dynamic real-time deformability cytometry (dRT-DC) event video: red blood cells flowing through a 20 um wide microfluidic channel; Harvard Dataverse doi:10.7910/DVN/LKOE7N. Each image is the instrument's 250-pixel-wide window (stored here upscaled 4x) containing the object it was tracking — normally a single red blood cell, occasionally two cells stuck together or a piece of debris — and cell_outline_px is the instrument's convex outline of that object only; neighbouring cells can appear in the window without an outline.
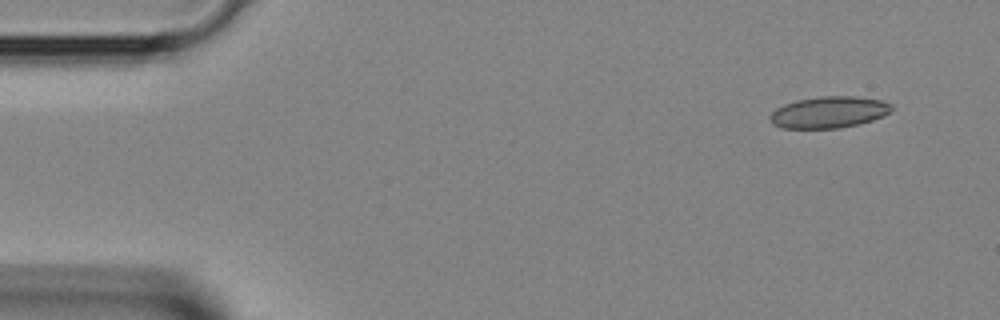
{"species": "Egyptian fruit bat (a non-hibernating species)", "species_latin": "Rousettus aegyptiacus", "temperature_condition": "room temperature", "stored_images_in_passage": 4, "camera_frame_rate_fps": 3000, "um_per_image_px": 0.085, "animal": {"sex": "female"}, "frame": {"image": 1, "passage_image": 2, "time_ms": 0.333, "image_size_px": [1000, 320], "cell_outline_px": [[892, 112], [884, 116], [860, 124], [840, 128], [780, 128], [772, 124], [768, 116], [776, 108], [784, 104], [796, 100], [820, 96], [856, 96], [880, 100], [892, 104]], "centroid_in_image_um": [70.45, 9.54], "position_along_channel_um": 14.5, "area_um2": 22.6}}